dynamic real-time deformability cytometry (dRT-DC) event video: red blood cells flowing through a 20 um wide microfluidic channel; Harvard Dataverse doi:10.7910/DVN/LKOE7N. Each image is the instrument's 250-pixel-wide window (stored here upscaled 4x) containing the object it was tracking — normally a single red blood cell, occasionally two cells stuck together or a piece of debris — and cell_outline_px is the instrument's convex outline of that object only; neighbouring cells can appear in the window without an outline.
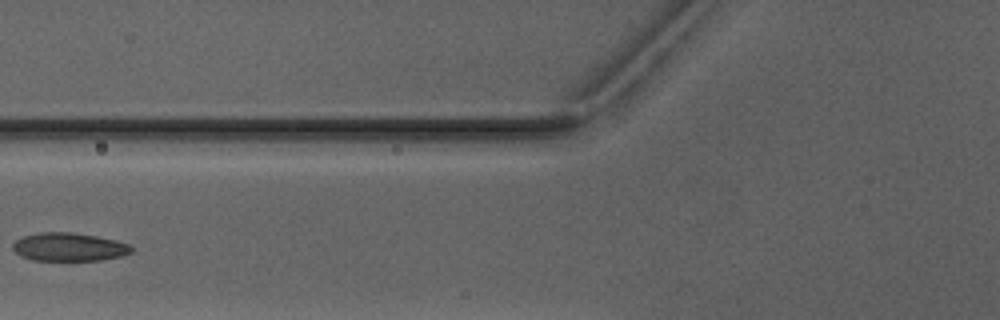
{"species": "Egyptian fruit bat (a non-hibernating species)", "species_latin": "Rousettus aegyptiacus", "temperature_condition": "warm", "stored_images_in_passage": 7, "camera_frame_rate_fps": 3000, "um_per_image_px": 0.085, "animal": {"sex": "male"}, "frame": {"image": 1, "passage_image": 7, "time_ms": 7.333, "image_size_px": [1000, 320], "cell_outline_px": [[132, 252], [124, 256], [100, 260], [32, 260], [20, 256], [12, 248], [12, 244], [16, 240], [24, 236], [40, 232], [72, 232], [96, 236], [116, 240], [128, 244], [132, 248]], "centroid_in_image_um": [5.87, 20.99], "position_along_channel_um": 119.9, "area_um2": 19.59}}